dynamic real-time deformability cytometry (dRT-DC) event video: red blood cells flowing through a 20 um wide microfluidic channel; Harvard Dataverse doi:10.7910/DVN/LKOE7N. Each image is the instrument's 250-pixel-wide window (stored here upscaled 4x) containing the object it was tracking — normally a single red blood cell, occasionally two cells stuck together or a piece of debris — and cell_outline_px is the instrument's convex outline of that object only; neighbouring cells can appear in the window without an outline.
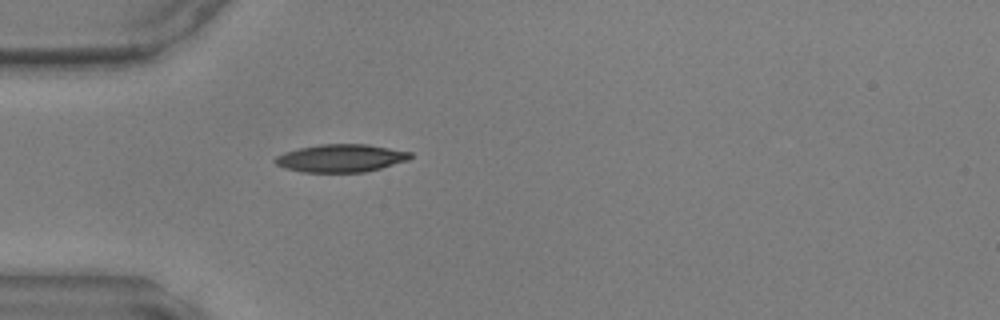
{"species": "common noctule bat (a hibernating species)", "species_latin": "Nyctalus noctula", "temperature_condition": "warm", "stored_images_in_passage": 34, "camera_frame_rate_fps": 3000, "um_per_image_px": 0.085, "animal": {"sex": "male", "body_mass_g": 17.9, "forearm_length_mm": 54.2}, "frame": {"image": 1, "passage_image": 1, "time_ms": 0.0, "image_size_px": [1000, 320], "cell_outline_px": [[412, 156], [408, 160], [380, 168], [364, 172], [300, 172], [284, 168], [276, 164], [272, 160], [276, 156], [284, 152], [300, 148], [320, 144], [368, 144], [412, 152]], "centroid_in_image_um": [28.95, 13.44], "position_along_channel_um": 56.0, "area_um2": 21.96}}
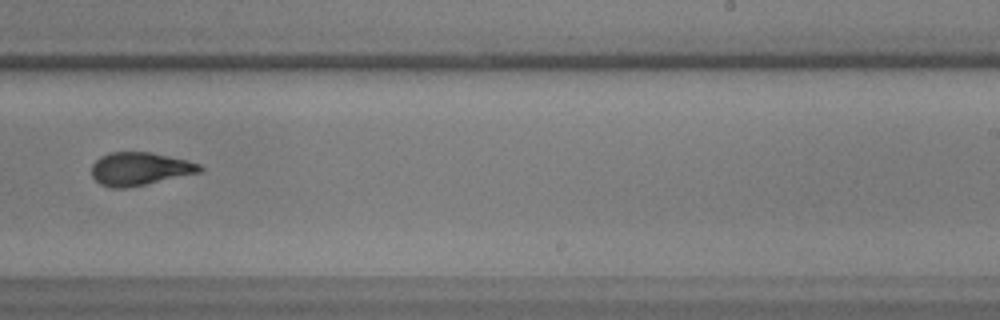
{"frame": {"image": 2, "passage_image": 17, "time_ms": 5.333, "image_size_px": [1000, 320], "cell_outline_px": [[204, 168], [200, 172], [144, 184], [124, 188], [112, 188], [100, 184], [92, 176], [92, 164], [100, 156], [108, 152], [148, 152], [188, 160], [200, 164]], "centroid_in_image_um": [11.85, 14.34], "position_along_channel_um": 277.1, "area_um2": 20.63}}
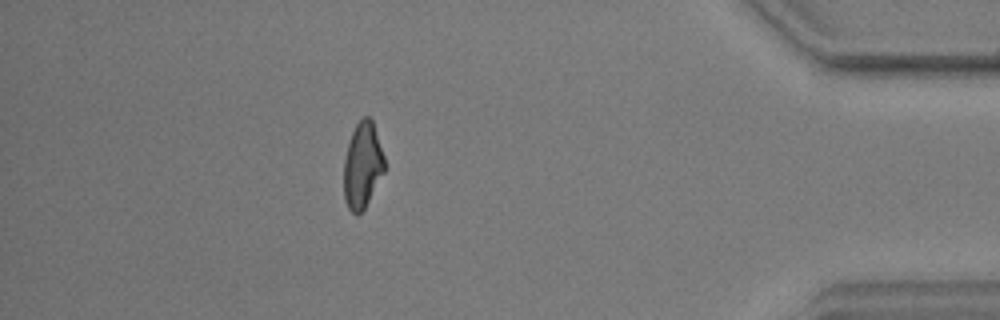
{"frame": {"image": 3, "passage_image": 29, "time_ms": 9.333, "image_size_px": [1000, 320], "cell_outline_px": [[384, 172], [364, 208], [356, 216], [348, 208], [344, 200], [344, 160], [348, 144], [352, 132], [356, 124], [364, 116], [368, 116], [372, 120], [384, 156]], "centroid_in_image_um": [30.8, 14.06], "position_along_channel_um": 404.4, "area_um2": 20.11}}